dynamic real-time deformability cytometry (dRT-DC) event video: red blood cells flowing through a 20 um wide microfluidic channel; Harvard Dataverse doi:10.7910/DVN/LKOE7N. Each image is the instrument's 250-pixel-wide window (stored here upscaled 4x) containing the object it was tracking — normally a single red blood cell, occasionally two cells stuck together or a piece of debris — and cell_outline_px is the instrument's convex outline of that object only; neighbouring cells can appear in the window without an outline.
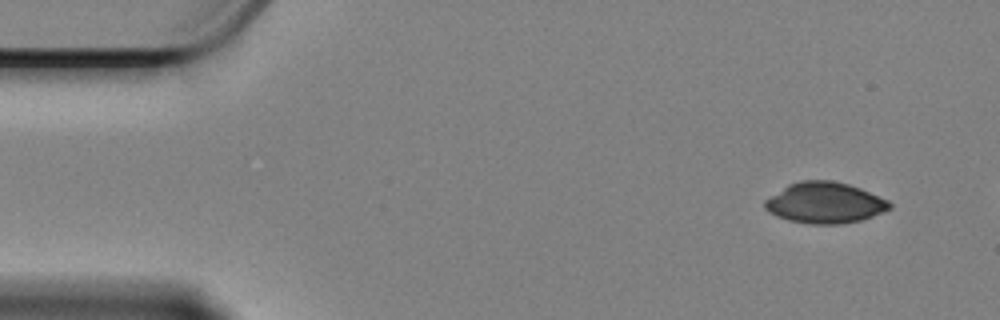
{"species": "Egyptian fruit bat (a non-hibernating species)", "species_latin": "Rousettus aegyptiacus", "temperature_condition": "cold", "stored_images_in_passage": 8, "camera_frame_rate_fps": 3000, "um_per_image_px": 0.085, "animal": {"sex": "female"}, "frame": {"image": 1, "passage_image": 1, "time_ms": 0.0, "image_size_px": [1000, 320], "cell_outline_px": [[892, 208], [884, 212], [860, 220], [840, 224], [812, 224], [788, 220], [776, 216], [768, 212], [764, 208], [764, 200], [788, 184], [800, 180], [832, 180], [848, 184], [860, 188], [888, 200], [892, 204]], "centroid_in_image_um": [70.1, 17.23], "position_along_channel_um": 14.9, "area_um2": 29.88}}